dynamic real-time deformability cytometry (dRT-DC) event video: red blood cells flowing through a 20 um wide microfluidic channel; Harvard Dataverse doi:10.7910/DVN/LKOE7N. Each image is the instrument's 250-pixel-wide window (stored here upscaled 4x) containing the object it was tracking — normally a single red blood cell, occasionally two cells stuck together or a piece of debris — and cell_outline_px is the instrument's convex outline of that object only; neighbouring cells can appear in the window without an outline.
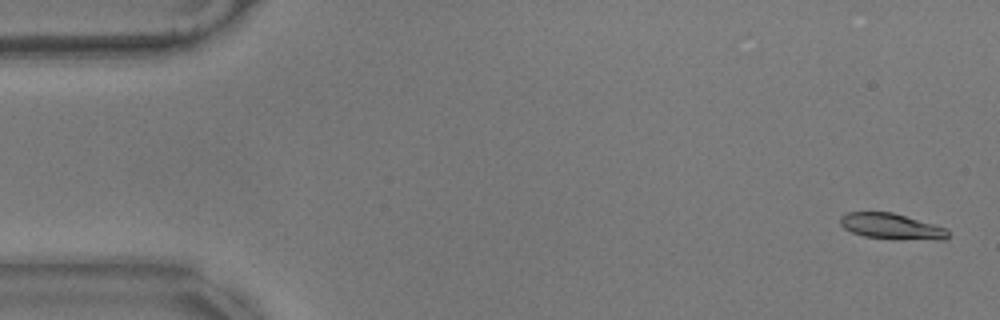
{"species": "common noctule bat (a hibernating species)", "species_latin": "Nyctalus noctula", "temperature_condition": "warm", "stored_images_in_passage": 57, "camera_frame_rate_fps": 3000, "um_per_image_px": 0.085, "animal": {"sex": "male", "body_mass_g": 17.9}, "frame": {"image": 1, "passage_image": 2, "time_ms": 0.333, "image_size_px": [1000, 320], "cell_outline_px": [[948, 236], [944, 240], [936, 240], [864, 236], [852, 232], [844, 228], [840, 224], [840, 216], [848, 212], [892, 212], [948, 228]], "centroid_in_image_um": [75.78, 19.22], "position_along_channel_um": 9.2, "area_um2": 15.9}}
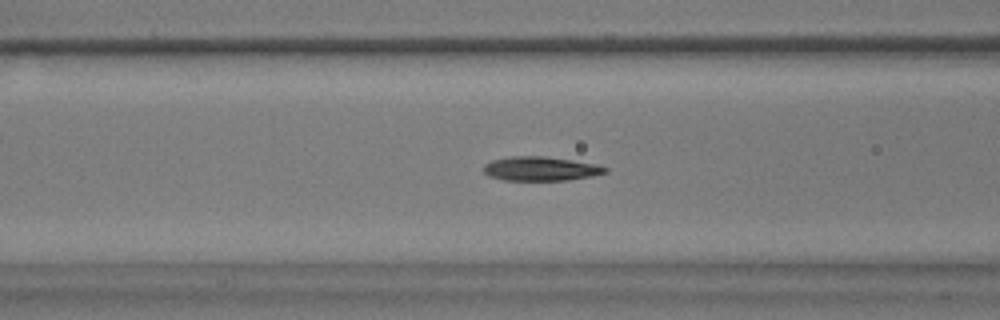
{"frame": {"image": 2, "passage_image": 22, "time_ms": 7.0, "image_size_px": [1000, 320], "cell_outline_px": [[608, 172], [592, 176], [568, 180], [504, 180], [488, 176], [484, 172], [484, 164], [492, 160], [508, 156], [544, 156], [572, 160], [596, 164], [608, 168]], "centroid_in_image_um": [45.95, 14.34], "position_along_channel_um": 120.7, "area_um2": 17.17}}
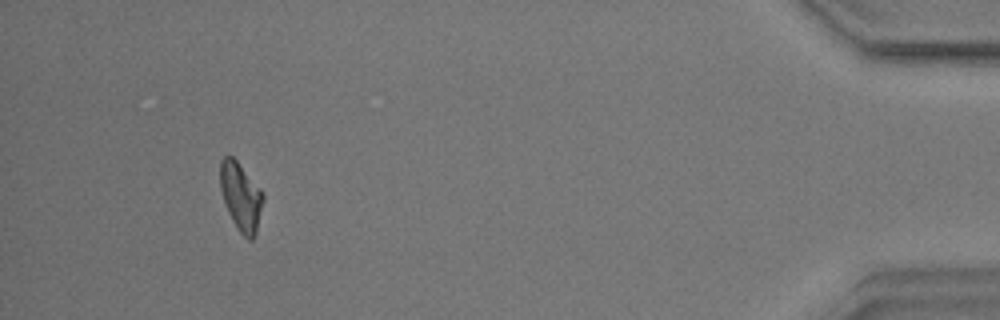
{"frame": {"image": 3, "passage_image": 53, "time_ms": 17.333, "image_size_px": [1000, 320], "cell_outline_px": [[264, 200], [256, 236], [252, 240], [248, 240], [240, 232], [232, 220], [224, 204], [220, 188], [220, 160], [224, 156], [232, 156], [236, 160], [264, 192]], "centroid_in_image_um": [20.49, 16.73], "position_along_channel_um": 414.7, "area_um2": 17.28}, "authors_computed_cell_mechanics": {"area_um2": 17.1666, "velocity_mm_per_s": 3.5199, "shape_relaxation_time_tau1_ms": 5.9113, "shape_relaxation_time_tau2_ms": 3.3075, "deformation_change_tau1": 0.1645, "deformation_change_tau2": 0.0958}}